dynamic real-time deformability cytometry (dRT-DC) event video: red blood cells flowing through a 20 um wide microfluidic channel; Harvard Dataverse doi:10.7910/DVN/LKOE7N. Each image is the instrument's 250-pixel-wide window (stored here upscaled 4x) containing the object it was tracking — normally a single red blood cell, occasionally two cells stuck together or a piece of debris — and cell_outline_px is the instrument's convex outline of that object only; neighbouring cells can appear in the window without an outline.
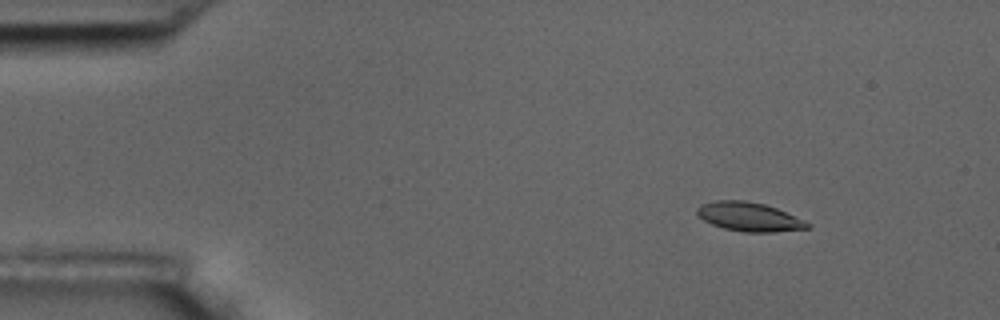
{"species": "common noctule bat (a hibernating species)", "species_latin": "Nyctalus noctula", "temperature_condition": "room temperature", "stored_images_in_passage": 10, "camera_frame_rate_fps": 3000, "um_per_image_px": 0.085, "animal": {"sex": "male", "body_mass_g": 17.5, "forearm_length_mm": 52.3}, "frame": {"image": 1, "passage_image": 2, "time_ms": 1.0, "image_size_px": [1000, 320], "cell_outline_px": [[812, 228], [772, 232], [744, 232], [724, 228], [712, 224], [704, 220], [696, 212], [696, 208], [700, 204], [716, 200], [744, 200], [764, 204], [776, 208], [804, 220], [812, 224]], "centroid_in_image_um": [63.69, 18.42], "position_along_channel_um": 21.3, "area_um2": 18.61}}
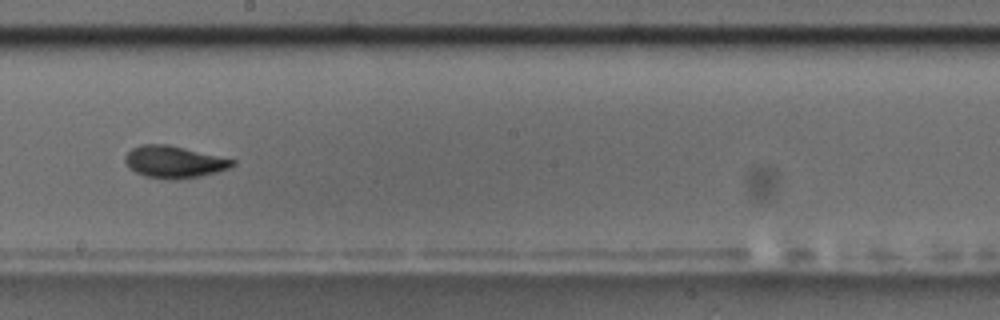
{"frame": {"image": 2, "passage_image": 9, "time_ms": 9.333, "image_size_px": [1000, 320], "cell_outline_px": [[236, 164], [228, 168], [216, 172], [200, 176], [176, 180], [144, 176], [128, 168], [124, 160], [124, 156], [132, 148], [140, 144], [168, 144], [236, 160]], "centroid_in_image_um": [14.77, 13.76], "position_along_channel_um": 233.4, "area_um2": 20.06}}
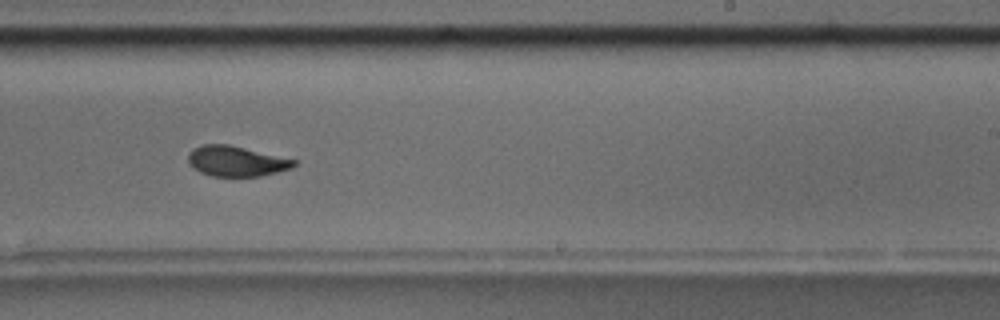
{"frame": {"image": 3, "passage_image": 10, "time_ms": 10.333, "image_size_px": [1000, 320], "cell_outline_px": [[296, 164], [292, 168], [260, 176], [212, 176], [200, 172], [188, 164], [188, 152], [192, 148], [200, 144], [228, 144], [296, 160]], "centroid_in_image_um": [20.03, 13.69], "position_along_channel_um": 269.0, "area_um2": 18.67}}